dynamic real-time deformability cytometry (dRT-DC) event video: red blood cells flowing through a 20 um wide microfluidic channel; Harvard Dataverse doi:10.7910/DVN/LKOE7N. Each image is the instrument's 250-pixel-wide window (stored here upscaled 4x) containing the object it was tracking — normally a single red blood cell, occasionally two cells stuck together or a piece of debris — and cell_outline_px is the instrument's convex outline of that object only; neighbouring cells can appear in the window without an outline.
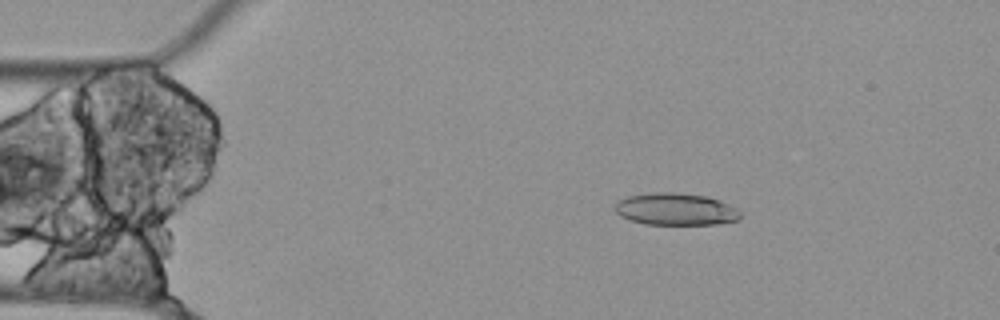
{"species": "Egyptian fruit bat (a non-hibernating species)", "species_latin": "Rousettus aegyptiacus", "temperature_condition": "cold", "stored_images_in_passage": 55, "camera_frame_rate_fps": 3000, "um_per_image_px": 0.085, "animal": {"sex": "female"}, "frame": {"image": 1, "passage_image": 9, "time_ms": 2.667, "image_size_px": [1000, 320], "cell_outline_px": [[740, 216], [736, 220], [716, 224], [644, 224], [628, 220], [620, 216], [616, 212], [616, 204], [620, 200], [628, 196], [656, 192], [672, 192], [708, 196], [720, 200], [736, 208], [740, 212]], "centroid_in_image_um": [57.43, 17.78], "position_along_channel_um": 27.6, "area_um2": 23.35}}
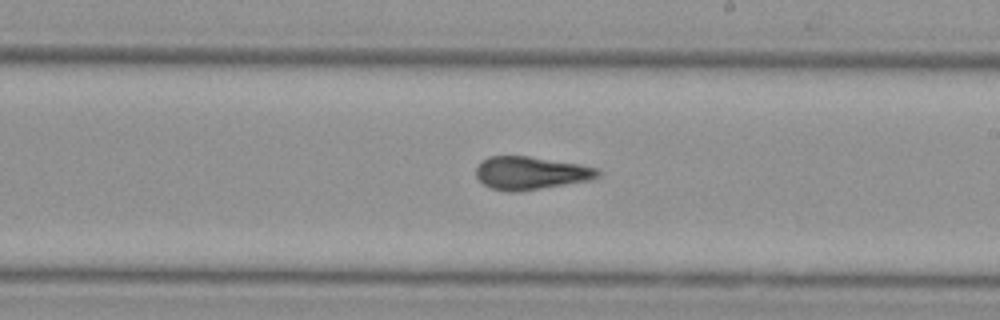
{"frame": {"image": 2, "passage_image": 31, "time_ms": 10.0, "image_size_px": [1000, 320], "cell_outline_px": [[600, 176], [592, 180], [520, 192], [508, 192], [492, 188], [484, 184], [476, 176], [476, 164], [480, 160], [488, 156], [528, 156], [580, 164], [596, 168], [600, 172]], "centroid_in_image_um": [45.1, 14.71], "position_along_channel_um": 243.9, "area_um2": 23.7}}
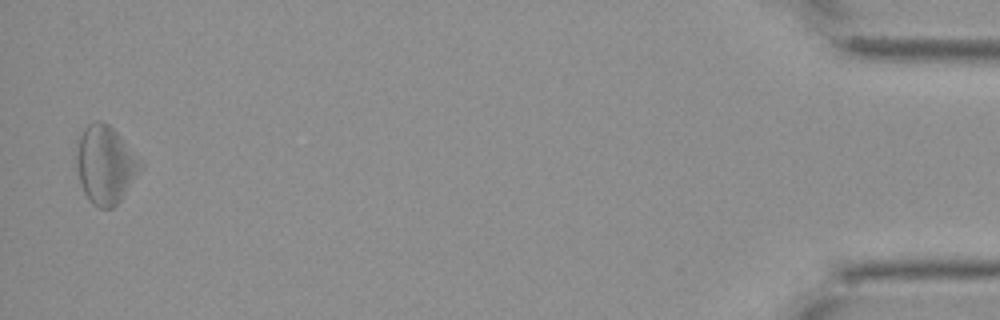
{"frame": {"image": 3, "passage_image": 54, "time_ms": 17.667, "image_size_px": [1000, 320], "cell_outline_px": [[144, 168], [120, 200], [112, 208], [100, 208], [92, 204], [88, 200], [84, 192], [80, 180], [76, 160], [76, 156], [80, 136], [84, 128], [88, 124], [96, 120], [100, 120], [108, 124], [144, 160]], "centroid_in_image_um": [9.01, 14.0], "position_along_channel_um": 426.2, "area_um2": 29.25}}